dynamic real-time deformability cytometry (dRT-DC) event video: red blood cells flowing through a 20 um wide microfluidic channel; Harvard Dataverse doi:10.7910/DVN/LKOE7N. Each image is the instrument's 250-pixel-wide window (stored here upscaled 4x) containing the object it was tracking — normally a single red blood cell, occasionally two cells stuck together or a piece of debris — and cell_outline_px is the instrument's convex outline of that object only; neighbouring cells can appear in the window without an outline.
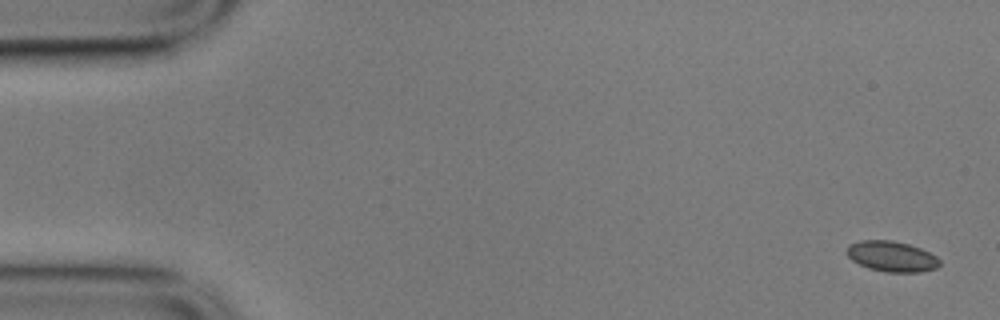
{"species": "common noctule bat (a hibernating species)", "species_latin": "Nyctalus noctula", "temperature_condition": "cold", "stored_images_in_passage": 56, "camera_frame_rate_fps": 3000, "um_per_image_px": 0.085, "animal": {"sex": "male", "body_mass_g": 17.9}, "frame": {"image": 1, "passage_image": 1, "time_ms": 0.0, "image_size_px": [1000, 320], "cell_outline_px": [[940, 264], [936, 268], [920, 272], [884, 272], [868, 268], [852, 260], [844, 252], [848, 244], [860, 240], [892, 240], [908, 244], [920, 248], [936, 256], [940, 260]], "centroid_in_image_um": [75.76, 21.79], "position_along_channel_um": 9.2, "area_um2": 16.65}}
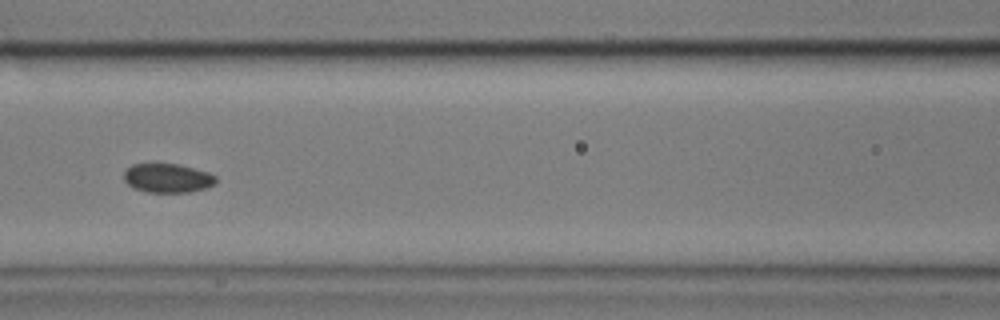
{"frame": {"image": 2, "passage_image": 24, "time_ms": 7.667, "image_size_px": [1000, 320], "cell_outline_px": [[216, 184], [208, 188], [188, 192], [144, 192], [128, 184], [124, 180], [124, 172], [132, 164], [156, 160], [180, 164], [208, 172], [216, 176]], "centroid_in_image_um": [14.23, 15.08], "position_along_channel_um": 152.4, "area_um2": 16.3}}
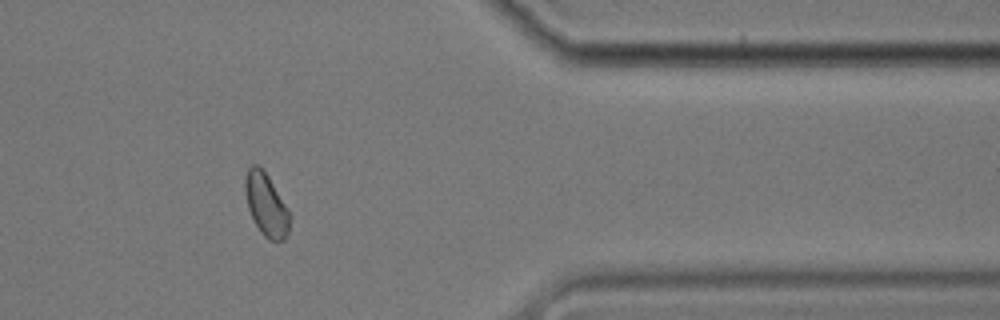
{"frame": {"image": 3, "passage_image": 46, "time_ms": 15.0, "image_size_px": [1000, 320], "cell_outline_px": [[288, 232], [284, 240], [268, 240], [264, 236], [256, 224], [248, 208], [244, 188], [244, 180], [248, 168], [252, 164], [256, 164], [268, 176], [288, 208]], "centroid_in_image_um": [22.6, 17.38], "position_along_channel_um": 388.8, "area_um2": 15.9}}